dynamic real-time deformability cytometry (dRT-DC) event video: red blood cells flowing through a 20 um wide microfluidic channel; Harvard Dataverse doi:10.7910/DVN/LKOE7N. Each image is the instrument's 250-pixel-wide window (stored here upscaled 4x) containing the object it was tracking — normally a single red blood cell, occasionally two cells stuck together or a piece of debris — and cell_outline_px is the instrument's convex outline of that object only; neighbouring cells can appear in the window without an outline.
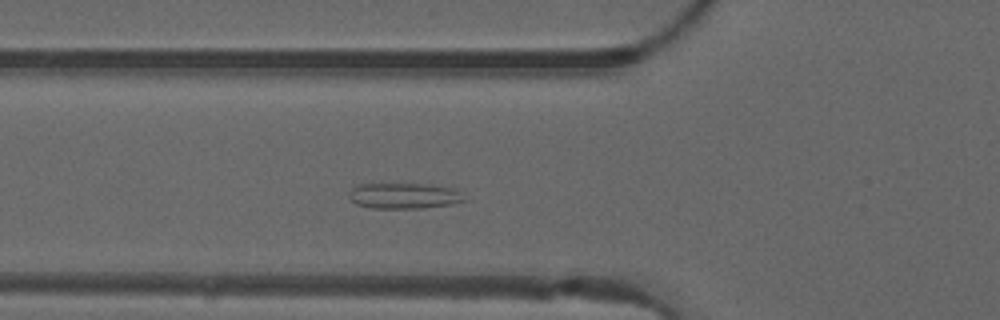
{"species": "common noctule bat (a hibernating species)", "species_latin": "Nyctalus noctula", "temperature_condition": "warm", "stored_images_in_passage": 37, "camera_frame_rate_fps": 3000, "um_per_image_px": 0.085, "animal": {"sex": "male", "forearm_length_mm": 52.5}, "frame": {"image": 1, "passage_image": 4, "time_ms": 1.0, "image_size_px": [1000, 320], "cell_outline_px": [[468, 200], [452, 204], [420, 208], [372, 208], [356, 204], [348, 196], [348, 192], [356, 184], [428, 184], [456, 188]], "centroid_in_image_um": [34.36, 16.64], "position_along_channel_um": 91.4, "area_um2": 17.46}}
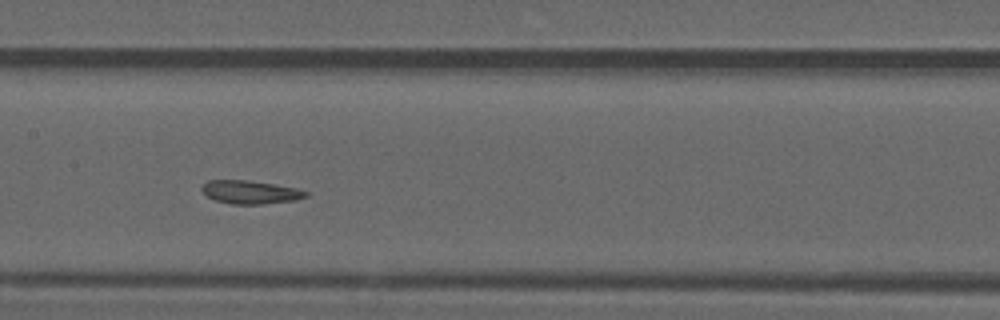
{"frame": {"image": 2, "passage_image": 11, "time_ms": 3.333, "image_size_px": [1000, 320], "cell_outline_px": [[308, 196], [296, 200], [260, 204], [232, 204], [216, 200], [208, 196], [200, 188], [208, 180], [248, 180], [296, 188], [308, 192]], "centroid_in_image_um": [21.29, 16.33], "position_along_channel_um": 186.1, "area_um2": 13.93}}
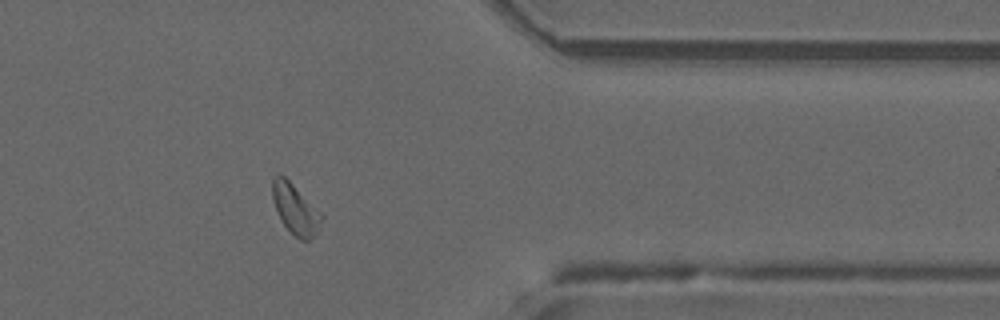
{"frame": {"image": 3, "passage_image": 27, "time_ms": 8.667, "image_size_px": [1000, 320], "cell_outline_px": [[324, 216], [320, 228], [308, 240], [300, 240], [280, 220], [272, 200], [272, 180], [280, 172]], "centroid_in_image_um": [25.09, 17.77], "position_along_channel_um": 386.3, "area_um2": 14.1}, "authors_computed_cell_mechanics": {"area_um2": 14.45, "velocity_mm_per_s": 4.0572, "shape_relaxation_time_tau1_ms": null, "shape_relaxation_time_tau2_ms": 2.6273, "deformation_change_tau1": null, "deformation_change_tau2": 0.0812}}